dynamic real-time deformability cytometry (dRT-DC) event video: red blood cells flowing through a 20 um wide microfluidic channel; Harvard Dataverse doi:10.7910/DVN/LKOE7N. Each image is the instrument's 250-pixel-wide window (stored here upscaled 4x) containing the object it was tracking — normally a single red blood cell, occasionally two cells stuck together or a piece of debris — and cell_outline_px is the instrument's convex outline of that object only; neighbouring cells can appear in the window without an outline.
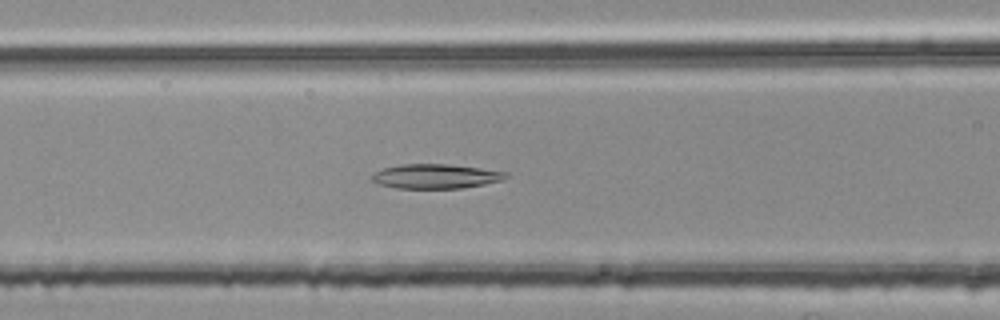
{"species": "common noctule bat (a hibernating species)", "species_latin": "Nyctalus noctula", "temperature_condition": "room temperature", "stored_images_in_passage": 48, "camera_frame_rate_fps": 3000, "um_per_image_px": 0.085, "animal": {"sex": "female", "body_mass_g": 25.1}, "frame": {"image": 1, "passage_image": 17, "time_ms": 5.333, "image_size_px": [1000, 320], "cell_outline_px": [[508, 176], [504, 180], [484, 184], [460, 188], [396, 188], [380, 184], [372, 180], [372, 176], [376, 172], [384, 168], [400, 164], [448, 164], [480, 168], [508, 172]], "centroid_in_image_um": [37.07, 14.98], "position_along_channel_um": 129.5, "area_um2": 18.96}}
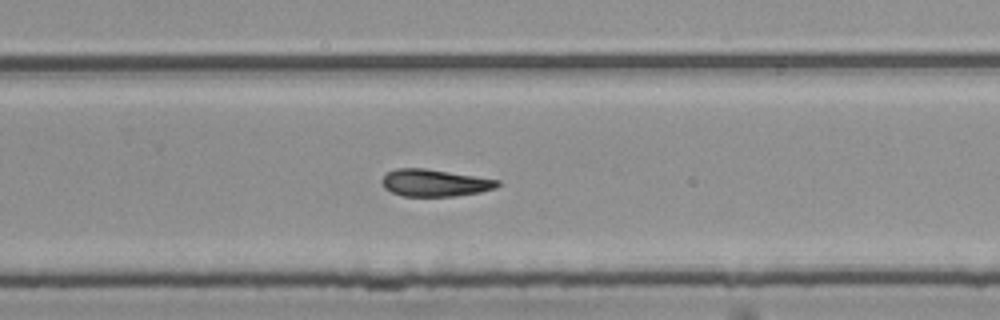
{"frame": {"image": 2, "passage_image": 30, "time_ms": 9.667, "image_size_px": [1000, 320], "cell_outline_px": [[500, 184], [496, 188], [480, 192], [456, 196], [404, 196], [392, 192], [384, 188], [380, 180], [388, 172], [396, 168], [424, 168], [500, 180]], "centroid_in_image_um": [36.94, 15.54], "position_along_channel_um": 292.9, "area_um2": 18.21}}
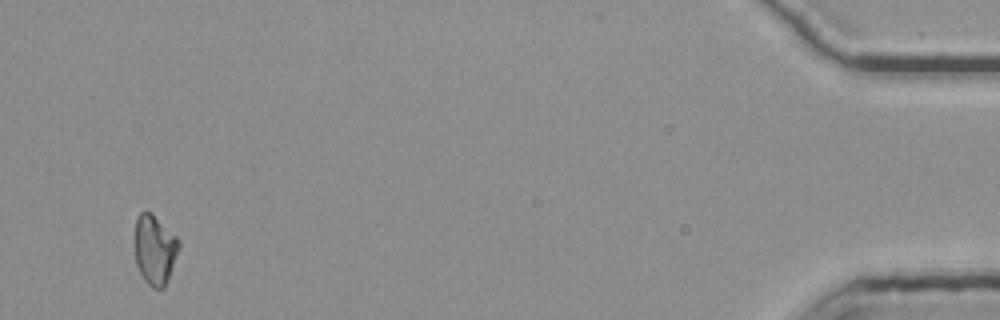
{"frame": {"image": 3, "passage_image": 47, "time_ms": 15.333, "image_size_px": [1000, 320], "cell_outline_px": [[180, 248], [168, 280], [164, 288], [152, 288], [144, 280], [136, 264], [136, 216], [140, 212], [152, 212], [180, 240]], "centroid_in_image_um": [13.18, 21.22], "position_along_channel_um": 422.0, "area_um2": 17.92}}